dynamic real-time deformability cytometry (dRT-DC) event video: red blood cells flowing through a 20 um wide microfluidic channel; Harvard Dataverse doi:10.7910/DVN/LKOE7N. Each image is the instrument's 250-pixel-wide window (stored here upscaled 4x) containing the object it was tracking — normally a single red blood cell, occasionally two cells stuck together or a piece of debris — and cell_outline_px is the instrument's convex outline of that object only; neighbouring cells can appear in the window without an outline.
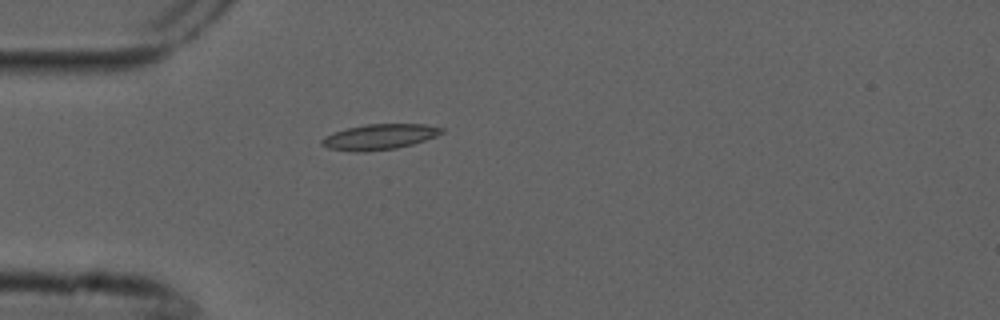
{"species": "common noctule bat (a hibernating species)", "species_latin": "Nyctalus noctula", "temperature_condition": "cold", "stored_images_in_passage": 2, "camera_frame_rate_fps": 3000, "um_per_image_px": 0.085, "animal": {"sex": "male", "forearm_length_mm": 52.5}, "frame": {"image": 1, "passage_image": 2, "time_ms": 0.333, "image_size_px": [1000, 320], "cell_outline_px": [[444, 132], [436, 136], [412, 144], [396, 148], [364, 152], [352, 152], [328, 148], [320, 144], [320, 140], [324, 136], [348, 128], [368, 124], [424, 124], [444, 128]], "centroid_in_image_um": [32.24, 11.64], "position_along_channel_um": 52.8, "area_um2": 17.74}}